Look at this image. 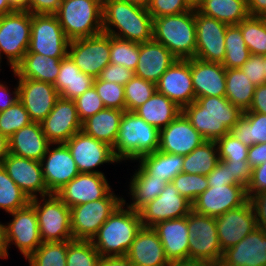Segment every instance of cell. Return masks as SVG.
Returning a JSON list of instances; mask_svg holds the SVG:
<instances>
[{
    "instance_id": "277c9868",
    "label": "cell",
    "mask_w": 266,
    "mask_h": 266,
    "mask_svg": "<svg viewBox=\"0 0 266 266\" xmlns=\"http://www.w3.org/2000/svg\"><path fill=\"white\" fill-rule=\"evenodd\" d=\"M160 130L139 117L135 112L124 111L113 152L123 160L138 161L158 150Z\"/></svg>"
},
{
    "instance_id": "ac0fdd59",
    "label": "cell",
    "mask_w": 266,
    "mask_h": 266,
    "mask_svg": "<svg viewBox=\"0 0 266 266\" xmlns=\"http://www.w3.org/2000/svg\"><path fill=\"white\" fill-rule=\"evenodd\" d=\"M220 247L224 252L239 243L257 228L253 206L248 200L240 207L215 217Z\"/></svg>"
},
{
    "instance_id": "4dcf8cb0",
    "label": "cell",
    "mask_w": 266,
    "mask_h": 266,
    "mask_svg": "<svg viewBox=\"0 0 266 266\" xmlns=\"http://www.w3.org/2000/svg\"><path fill=\"white\" fill-rule=\"evenodd\" d=\"M9 141V153L35 161H41L51 143L43 133L40 122H31L16 131Z\"/></svg>"
},
{
    "instance_id": "f5cc1de1",
    "label": "cell",
    "mask_w": 266,
    "mask_h": 266,
    "mask_svg": "<svg viewBox=\"0 0 266 266\" xmlns=\"http://www.w3.org/2000/svg\"><path fill=\"white\" fill-rule=\"evenodd\" d=\"M219 160L247 161L249 147L238 140L231 132L217 141Z\"/></svg>"
},
{
    "instance_id": "d4e9b609",
    "label": "cell",
    "mask_w": 266,
    "mask_h": 266,
    "mask_svg": "<svg viewBox=\"0 0 266 266\" xmlns=\"http://www.w3.org/2000/svg\"><path fill=\"white\" fill-rule=\"evenodd\" d=\"M206 140L181 112L160 130L158 150L164 153L187 155Z\"/></svg>"
},
{
    "instance_id": "f35d334b",
    "label": "cell",
    "mask_w": 266,
    "mask_h": 266,
    "mask_svg": "<svg viewBox=\"0 0 266 266\" xmlns=\"http://www.w3.org/2000/svg\"><path fill=\"white\" fill-rule=\"evenodd\" d=\"M256 85L240 69H226L225 97L242 112L250 108Z\"/></svg>"
},
{
    "instance_id": "e0dca14e",
    "label": "cell",
    "mask_w": 266,
    "mask_h": 266,
    "mask_svg": "<svg viewBox=\"0 0 266 266\" xmlns=\"http://www.w3.org/2000/svg\"><path fill=\"white\" fill-rule=\"evenodd\" d=\"M248 200L246 187L242 185H209L192 203V210L202 215L218 217Z\"/></svg>"
},
{
    "instance_id": "83f0119b",
    "label": "cell",
    "mask_w": 266,
    "mask_h": 266,
    "mask_svg": "<svg viewBox=\"0 0 266 266\" xmlns=\"http://www.w3.org/2000/svg\"><path fill=\"white\" fill-rule=\"evenodd\" d=\"M176 60L163 44L154 39L139 43L138 65L134 76L156 84Z\"/></svg>"
},
{
    "instance_id": "ffe728a7",
    "label": "cell",
    "mask_w": 266,
    "mask_h": 266,
    "mask_svg": "<svg viewBox=\"0 0 266 266\" xmlns=\"http://www.w3.org/2000/svg\"><path fill=\"white\" fill-rule=\"evenodd\" d=\"M157 92L183 109L195 101L191 77V58L177 59L156 83Z\"/></svg>"
},
{
    "instance_id": "09005b40",
    "label": "cell",
    "mask_w": 266,
    "mask_h": 266,
    "mask_svg": "<svg viewBox=\"0 0 266 266\" xmlns=\"http://www.w3.org/2000/svg\"><path fill=\"white\" fill-rule=\"evenodd\" d=\"M261 18L263 19L264 26H265V29H266V15H264V16H261Z\"/></svg>"
},
{
    "instance_id": "4fadbf2b",
    "label": "cell",
    "mask_w": 266,
    "mask_h": 266,
    "mask_svg": "<svg viewBox=\"0 0 266 266\" xmlns=\"http://www.w3.org/2000/svg\"><path fill=\"white\" fill-rule=\"evenodd\" d=\"M13 219L4 225L5 243L8 248L14 244L27 259L43 243L35 208L29 203L12 213Z\"/></svg>"
},
{
    "instance_id": "7c38bea8",
    "label": "cell",
    "mask_w": 266,
    "mask_h": 266,
    "mask_svg": "<svg viewBox=\"0 0 266 266\" xmlns=\"http://www.w3.org/2000/svg\"><path fill=\"white\" fill-rule=\"evenodd\" d=\"M68 55L80 71L97 78L110 63V35L102 32L69 41Z\"/></svg>"
},
{
    "instance_id": "484cf974",
    "label": "cell",
    "mask_w": 266,
    "mask_h": 266,
    "mask_svg": "<svg viewBox=\"0 0 266 266\" xmlns=\"http://www.w3.org/2000/svg\"><path fill=\"white\" fill-rule=\"evenodd\" d=\"M219 266H266V232L257 227L225 250Z\"/></svg>"
},
{
    "instance_id": "a7ac6f4b",
    "label": "cell",
    "mask_w": 266,
    "mask_h": 266,
    "mask_svg": "<svg viewBox=\"0 0 266 266\" xmlns=\"http://www.w3.org/2000/svg\"><path fill=\"white\" fill-rule=\"evenodd\" d=\"M98 266H133L127 256L101 257Z\"/></svg>"
},
{
    "instance_id": "9f6ffc18",
    "label": "cell",
    "mask_w": 266,
    "mask_h": 266,
    "mask_svg": "<svg viewBox=\"0 0 266 266\" xmlns=\"http://www.w3.org/2000/svg\"><path fill=\"white\" fill-rule=\"evenodd\" d=\"M248 79L256 86L266 83L264 55L251 54L249 59L240 68Z\"/></svg>"
},
{
    "instance_id": "b9f144b4",
    "label": "cell",
    "mask_w": 266,
    "mask_h": 266,
    "mask_svg": "<svg viewBox=\"0 0 266 266\" xmlns=\"http://www.w3.org/2000/svg\"><path fill=\"white\" fill-rule=\"evenodd\" d=\"M225 50L226 54L222 62L225 69L241 68L251 55L237 24L227 26Z\"/></svg>"
},
{
    "instance_id": "e7e4bbea",
    "label": "cell",
    "mask_w": 266,
    "mask_h": 266,
    "mask_svg": "<svg viewBox=\"0 0 266 266\" xmlns=\"http://www.w3.org/2000/svg\"><path fill=\"white\" fill-rule=\"evenodd\" d=\"M247 161L251 169L266 162V143H258L249 147Z\"/></svg>"
},
{
    "instance_id": "d590c367",
    "label": "cell",
    "mask_w": 266,
    "mask_h": 266,
    "mask_svg": "<svg viewBox=\"0 0 266 266\" xmlns=\"http://www.w3.org/2000/svg\"><path fill=\"white\" fill-rule=\"evenodd\" d=\"M130 181L129 194L132 196V203L126 204V200L124 203L135 211H139L147 203L158 197L167 184L163 179L148 174L140 165L131 176Z\"/></svg>"
},
{
    "instance_id": "836d02e7",
    "label": "cell",
    "mask_w": 266,
    "mask_h": 266,
    "mask_svg": "<svg viewBox=\"0 0 266 266\" xmlns=\"http://www.w3.org/2000/svg\"><path fill=\"white\" fill-rule=\"evenodd\" d=\"M123 113L124 110L104 108L82 122V131L113 147Z\"/></svg>"
},
{
    "instance_id": "6125c7cd",
    "label": "cell",
    "mask_w": 266,
    "mask_h": 266,
    "mask_svg": "<svg viewBox=\"0 0 266 266\" xmlns=\"http://www.w3.org/2000/svg\"><path fill=\"white\" fill-rule=\"evenodd\" d=\"M63 0H28L27 11L31 14H55Z\"/></svg>"
},
{
    "instance_id": "03108f58",
    "label": "cell",
    "mask_w": 266,
    "mask_h": 266,
    "mask_svg": "<svg viewBox=\"0 0 266 266\" xmlns=\"http://www.w3.org/2000/svg\"><path fill=\"white\" fill-rule=\"evenodd\" d=\"M244 112L266 114V83L256 86L250 108Z\"/></svg>"
},
{
    "instance_id": "e575fe53",
    "label": "cell",
    "mask_w": 266,
    "mask_h": 266,
    "mask_svg": "<svg viewBox=\"0 0 266 266\" xmlns=\"http://www.w3.org/2000/svg\"><path fill=\"white\" fill-rule=\"evenodd\" d=\"M148 124L161 130L171 123L181 112L172 100L157 91L134 111Z\"/></svg>"
},
{
    "instance_id": "74e56055",
    "label": "cell",
    "mask_w": 266,
    "mask_h": 266,
    "mask_svg": "<svg viewBox=\"0 0 266 266\" xmlns=\"http://www.w3.org/2000/svg\"><path fill=\"white\" fill-rule=\"evenodd\" d=\"M198 11L227 25L239 24L250 16L246 0H205Z\"/></svg>"
},
{
    "instance_id": "003e7915",
    "label": "cell",
    "mask_w": 266,
    "mask_h": 266,
    "mask_svg": "<svg viewBox=\"0 0 266 266\" xmlns=\"http://www.w3.org/2000/svg\"><path fill=\"white\" fill-rule=\"evenodd\" d=\"M13 93L9 92L8 86L0 81V112L5 111L7 108L15 104L19 100V85H16ZM13 95V97L11 96Z\"/></svg>"
},
{
    "instance_id": "db71d44e",
    "label": "cell",
    "mask_w": 266,
    "mask_h": 266,
    "mask_svg": "<svg viewBox=\"0 0 266 266\" xmlns=\"http://www.w3.org/2000/svg\"><path fill=\"white\" fill-rule=\"evenodd\" d=\"M79 120L83 122L105 108L94 86L74 99Z\"/></svg>"
},
{
    "instance_id": "6da1fadb",
    "label": "cell",
    "mask_w": 266,
    "mask_h": 266,
    "mask_svg": "<svg viewBox=\"0 0 266 266\" xmlns=\"http://www.w3.org/2000/svg\"><path fill=\"white\" fill-rule=\"evenodd\" d=\"M182 113L206 141H217L229 133L243 114L226 97L216 96L196 98Z\"/></svg>"
},
{
    "instance_id": "b9fcfbb0",
    "label": "cell",
    "mask_w": 266,
    "mask_h": 266,
    "mask_svg": "<svg viewBox=\"0 0 266 266\" xmlns=\"http://www.w3.org/2000/svg\"><path fill=\"white\" fill-rule=\"evenodd\" d=\"M128 1H130L133 4L145 7V8H147L151 2V0H128Z\"/></svg>"
},
{
    "instance_id": "89a4df30",
    "label": "cell",
    "mask_w": 266,
    "mask_h": 266,
    "mask_svg": "<svg viewBox=\"0 0 266 266\" xmlns=\"http://www.w3.org/2000/svg\"><path fill=\"white\" fill-rule=\"evenodd\" d=\"M249 15L261 17L266 15V0H246Z\"/></svg>"
},
{
    "instance_id": "f1b7e54d",
    "label": "cell",
    "mask_w": 266,
    "mask_h": 266,
    "mask_svg": "<svg viewBox=\"0 0 266 266\" xmlns=\"http://www.w3.org/2000/svg\"><path fill=\"white\" fill-rule=\"evenodd\" d=\"M126 256L133 266H169L164 247L152 227H142Z\"/></svg>"
},
{
    "instance_id": "91938a15",
    "label": "cell",
    "mask_w": 266,
    "mask_h": 266,
    "mask_svg": "<svg viewBox=\"0 0 266 266\" xmlns=\"http://www.w3.org/2000/svg\"><path fill=\"white\" fill-rule=\"evenodd\" d=\"M229 166L234 185L247 187L251 178V168L248 161L223 160Z\"/></svg>"
},
{
    "instance_id": "34e18365",
    "label": "cell",
    "mask_w": 266,
    "mask_h": 266,
    "mask_svg": "<svg viewBox=\"0 0 266 266\" xmlns=\"http://www.w3.org/2000/svg\"><path fill=\"white\" fill-rule=\"evenodd\" d=\"M15 11L8 0H0V16Z\"/></svg>"
},
{
    "instance_id": "2644e50d",
    "label": "cell",
    "mask_w": 266,
    "mask_h": 266,
    "mask_svg": "<svg viewBox=\"0 0 266 266\" xmlns=\"http://www.w3.org/2000/svg\"><path fill=\"white\" fill-rule=\"evenodd\" d=\"M169 266H218V265L203 260L184 259V260L171 262Z\"/></svg>"
},
{
    "instance_id": "816d5d0a",
    "label": "cell",
    "mask_w": 266,
    "mask_h": 266,
    "mask_svg": "<svg viewBox=\"0 0 266 266\" xmlns=\"http://www.w3.org/2000/svg\"><path fill=\"white\" fill-rule=\"evenodd\" d=\"M93 86L105 108L126 111L124 85L95 78Z\"/></svg>"
},
{
    "instance_id": "7a4b0ae2",
    "label": "cell",
    "mask_w": 266,
    "mask_h": 266,
    "mask_svg": "<svg viewBox=\"0 0 266 266\" xmlns=\"http://www.w3.org/2000/svg\"><path fill=\"white\" fill-rule=\"evenodd\" d=\"M102 17L106 34L137 43L153 39V18L145 7L128 0H103Z\"/></svg>"
},
{
    "instance_id": "7bdbcfd3",
    "label": "cell",
    "mask_w": 266,
    "mask_h": 266,
    "mask_svg": "<svg viewBox=\"0 0 266 266\" xmlns=\"http://www.w3.org/2000/svg\"><path fill=\"white\" fill-rule=\"evenodd\" d=\"M29 203V197L9 177L3 166L0 165V209L10 214L26 207Z\"/></svg>"
},
{
    "instance_id": "ba28073f",
    "label": "cell",
    "mask_w": 266,
    "mask_h": 266,
    "mask_svg": "<svg viewBox=\"0 0 266 266\" xmlns=\"http://www.w3.org/2000/svg\"><path fill=\"white\" fill-rule=\"evenodd\" d=\"M32 14L27 10H15L0 16V63L2 54L12 68L22 60L29 49Z\"/></svg>"
},
{
    "instance_id": "94428289",
    "label": "cell",
    "mask_w": 266,
    "mask_h": 266,
    "mask_svg": "<svg viewBox=\"0 0 266 266\" xmlns=\"http://www.w3.org/2000/svg\"><path fill=\"white\" fill-rule=\"evenodd\" d=\"M206 177L208 185H234V177H231L229 166L223 160H219Z\"/></svg>"
},
{
    "instance_id": "9c48e42d",
    "label": "cell",
    "mask_w": 266,
    "mask_h": 266,
    "mask_svg": "<svg viewBox=\"0 0 266 266\" xmlns=\"http://www.w3.org/2000/svg\"><path fill=\"white\" fill-rule=\"evenodd\" d=\"M124 202L111 190L104 198L70 208L73 239L92 240L109 216Z\"/></svg>"
},
{
    "instance_id": "d6986e66",
    "label": "cell",
    "mask_w": 266,
    "mask_h": 266,
    "mask_svg": "<svg viewBox=\"0 0 266 266\" xmlns=\"http://www.w3.org/2000/svg\"><path fill=\"white\" fill-rule=\"evenodd\" d=\"M43 133L51 144H65L82 130L74 100L59 97L48 116L41 122Z\"/></svg>"
},
{
    "instance_id": "5bb4252c",
    "label": "cell",
    "mask_w": 266,
    "mask_h": 266,
    "mask_svg": "<svg viewBox=\"0 0 266 266\" xmlns=\"http://www.w3.org/2000/svg\"><path fill=\"white\" fill-rule=\"evenodd\" d=\"M65 145L80 173L104 174L94 169L105 163H120L110 145L86 135L82 130L74 134Z\"/></svg>"
},
{
    "instance_id": "bcb514c9",
    "label": "cell",
    "mask_w": 266,
    "mask_h": 266,
    "mask_svg": "<svg viewBox=\"0 0 266 266\" xmlns=\"http://www.w3.org/2000/svg\"><path fill=\"white\" fill-rule=\"evenodd\" d=\"M100 260L91 240L67 241L66 266H98Z\"/></svg>"
},
{
    "instance_id": "8c879c8a",
    "label": "cell",
    "mask_w": 266,
    "mask_h": 266,
    "mask_svg": "<svg viewBox=\"0 0 266 266\" xmlns=\"http://www.w3.org/2000/svg\"><path fill=\"white\" fill-rule=\"evenodd\" d=\"M9 155V141L8 138L0 134V165L3 160Z\"/></svg>"
},
{
    "instance_id": "2e32d148",
    "label": "cell",
    "mask_w": 266,
    "mask_h": 266,
    "mask_svg": "<svg viewBox=\"0 0 266 266\" xmlns=\"http://www.w3.org/2000/svg\"><path fill=\"white\" fill-rule=\"evenodd\" d=\"M195 58L207 62L222 63L226 54L225 34L227 24L195 11Z\"/></svg>"
},
{
    "instance_id": "f907efd6",
    "label": "cell",
    "mask_w": 266,
    "mask_h": 266,
    "mask_svg": "<svg viewBox=\"0 0 266 266\" xmlns=\"http://www.w3.org/2000/svg\"><path fill=\"white\" fill-rule=\"evenodd\" d=\"M172 183L179 194L191 203L209 187L206 175L199 174L179 173Z\"/></svg>"
},
{
    "instance_id": "d6a6232c",
    "label": "cell",
    "mask_w": 266,
    "mask_h": 266,
    "mask_svg": "<svg viewBox=\"0 0 266 266\" xmlns=\"http://www.w3.org/2000/svg\"><path fill=\"white\" fill-rule=\"evenodd\" d=\"M94 80L93 76L80 71L67 54L61 59V67L54 87L60 97L74 100L91 88Z\"/></svg>"
},
{
    "instance_id": "60d3db41",
    "label": "cell",
    "mask_w": 266,
    "mask_h": 266,
    "mask_svg": "<svg viewBox=\"0 0 266 266\" xmlns=\"http://www.w3.org/2000/svg\"><path fill=\"white\" fill-rule=\"evenodd\" d=\"M219 154L216 141H205L184 155L182 173L208 175L217 165Z\"/></svg>"
},
{
    "instance_id": "3957f363",
    "label": "cell",
    "mask_w": 266,
    "mask_h": 266,
    "mask_svg": "<svg viewBox=\"0 0 266 266\" xmlns=\"http://www.w3.org/2000/svg\"><path fill=\"white\" fill-rule=\"evenodd\" d=\"M123 202L100 227L91 242L101 257L126 256L143 227L139 211ZM125 208V209H124Z\"/></svg>"
},
{
    "instance_id": "2a66077c",
    "label": "cell",
    "mask_w": 266,
    "mask_h": 266,
    "mask_svg": "<svg viewBox=\"0 0 266 266\" xmlns=\"http://www.w3.org/2000/svg\"><path fill=\"white\" fill-rule=\"evenodd\" d=\"M205 0H185L187 7L190 10H199V8L204 4Z\"/></svg>"
},
{
    "instance_id": "7402d4cb",
    "label": "cell",
    "mask_w": 266,
    "mask_h": 266,
    "mask_svg": "<svg viewBox=\"0 0 266 266\" xmlns=\"http://www.w3.org/2000/svg\"><path fill=\"white\" fill-rule=\"evenodd\" d=\"M51 144L42 158V172L45 185L51 194H55L80 172L65 144ZM52 148V149H51Z\"/></svg>"
},
{
    "instance_id": "681fc988",
    "label": "cell",
    "mask_w": 266,
    "mask_h": 266,
    "mask_svg": "<svg viewBox=\"0 0 266 266\" xmlns=\"http://www.w3.org/2000/svg\"><path fill=\"white\" fill-rule=\"evenodd\" d=\"M33 122L23 104H15L0 112V134L10 138L16 131Z\"/></svg>"
},
{
    "instance_id": "f546056e",
    "label": "cell",
    "mask_w": 266,
    "mask_h": 266,
    "mask_svg": "<svg viewBox=\"0 0 266 266\" xmlns=\"http://www.w3.org/2000/svg\"><path fill=\"white\" fill-rule=\"evenodd\" d=\"M152 228L157 232L170 263L189 259L187 216L161 221Z\"/></svg>"
},
{
    "instance_id": "ee69618b",
    "label": "cell",
    "mask_w": 266,
    "mask_h": 266,
    "mask_svg": "<svg viewBox=\"0 0 266 266\" xmlns=\"http://www.w3.org/2000/svg\"><path fill=\"white\" fill-rule=\"evenodd\" d=\"M67 241L43 242L26 260L29 266H66Z\"/></svg>"
},
{
    "instance_id": "753ad0ef",
    "label": "cell",
    "mask_w": 266,
    "mask_h": 266,
    "mask_svg": "<svg viewBox=\"0 0 266 266\" xmlns=\"http://www.w3.org/2000/svg\"><path fill=\"white\" fill-rule=\"evenodd\" d=\"M9 253L7 251L6 243H5V232H4V223L0 222V258L6 259Z\"/></svg>"
},
{
    "instance_id": "44dd1931",
    "label": "cell",
    "mask_w": 266,
    "mask_h": 266,
    "mask_svg": "<svg viewBox=\"0 0 266 266\" xmlns=\"http://www.w3.org/2000/svg\"><path fill=\"white\" fill-rule=\"evenodd\" d=\"M104 174L79 173L55 195L69 208L104 198L110 191Z\"/></svg>"
},
{
    "instance_id": "cb8c5ba5",
    "label": "cell",
    "mask_w": 266,
    "mask_h": 266,
    "mask_svg": "<svg viewBox=\"0 0 266 266\" xmlns=\"http://www.w3.org/2000/svg\"><path fill=\"white\" fill-rule=\"evenodd\" d=\"M2 166L30 200L38 197V195L40 197L51 195L44 182L40 161L18 157L9 153L3 160Z\"/></svg>"
},
{
    "instance_id": "11e5206c",
    "label": "cell",
    "mask_w": 266,
    "mask_h": 266,
    "mask_svg": "<svg viewBox=\"0 0 266 266\" xmlns=\"http://www.w3.org/2000/svg\"><path fill=\"white\" fill-rule=\"evenodd\" d=\"M15 10H27L28 0H8Z\"/></svg>"
},
{
    "instance_id": "1f68e13d",
    "label": "cell",
    "mask_w": 266,
    "mask_h": 266,
    "mask_svg": "<svg viewBox=\"0 0 266 266\" xmlns=\"http://www.w3.org/2000/svg\"><path fill=\"white\" fill-rule=\"evenodd\" d=\"M61 59L26 52L22 60L12 70L13 75L54 85L61 67Z\"/></svg>"
},
{
    "instance_id": "9a60e30c",
    "label": "cell",
    "mask_w": 266,
    "mask_h": 266,
    "mask_svg": "<svg viewBox=\"0 0 266 266\" xmlns=\"http://www.w3.org/2000/svg\"><path fill=\"white\" fill-rule=\"evenodd\" d=\"M191 210L192 203L169 182L158 197L139 210V214L143 227H153L161 221L185 217Z\"/></svg>"
},
{
    "instance_id": "603a6c76",
    "label": "cell",
    "mask_w": 266,
    "mask_h": 266,
    "mask_svg": "<svg viewBox=\"0 0 266 266\" xmlns=\"http://www.w3.org/2000/svg\"><path fill=\"white\" fill-rule=\"evenodd\" d=\"M19 101L33 122H42L60 97L53 84L29 78H18Z\"/></svg>"
},
{
    "instance_id": "680465c9",
    "label": "cell",
    "mask_w": 266,
    "mask_h": 266,
    "mask_svg": "<svg viewBox=\"0 0 266 266\" xmlns=\"http://www.w3.org/2000/svg\"><path fill=\"white\" fill-rule=\"evenodd\" d=\"M248 198L266 191V162L251 169V178L246 187Z\"/></svg>"
},
{
    "instance_id": "30bf717a",
    "label": "cell",
    "mask_w": 266,
    "mask_h": 266,
    "mask_svg": "<svg viewBox=\"0 0 266 266\" xmlns=\"http://www.w3.org/2000/svg\"><path fill=\"white\" fill-rule=\"evenodd\" d=\"M189 259L203 260L219 266L224 252L220 247L215 217L193 210L187 215Z\"/></svg>"
},
{
    "instance_id": "979ff035",
    "label": "cell",
    "mask_w": 266,
    "mask_h": 266,
    "mask_svg": "<svg viewBox=\"0 0 266 266\" xmlns=\"http://www.w3.org/2000/svg\"><path fill=\"white\" fill-rule=\"evenodd\" d=\"M264 68H265V73H266V55H264Z\"/></svg>"
},
{
    "instance_id": "8fae6325",
    "label": "cell",
    "mask_w": 266,
    "mask_h": 266,
    "mask_svg": "<svg viewBox=\"0 0 266 266\" xmlns=\"http://www.w3.org/2000/svg\"><path fill=\"white\" fill-rule=\"evenodd\" d=\"M69 40L55 14H32L30 45L27 52L53 58L68 54Z\"/></svg>"
},
{
    "instance_id": "5b68a950",
    "label": "cell",
    "mask_w": 266,
    "mask_h": 266,
    "mask_svg": "<svg viewBox=\"0 0 266 266\" xmlns=\"http://www.w3.org/2000/svg\"><path fill=\"white\" fill-rule=\"evenodd\" d=\"M153 39L163 44L177 59L195 58V10L154 18Z\"/></svg>"
},
{
    "instance_id": "52a82bcc",
    "label": "cell",
    "mask_w": 266,
    "mask_h": 266,
    "mask_svg": "<svg viewBox=\"0 0 266 266\" xmlns=\"http://www.w3.org/2000/svg\"><path fill=\"white\" fill-rule=\"evenodd\" d=\"M30 200L35 208L42 242H63L73 240L70 208L55 194ZM43 202V203H42Z\"/></svg>"
},
{
    "instance_id": "7dc6e473",
    "label": "cell",
    "mask_w": 266,
    "mask_h": 266,
    "mask_svg": "<svg viewBox=\"0 0 266 266\" xmlns=\"http://www.w3.org/2000/svg\"><path fill=\"white\" fill-rule=\"evenodd\" d=\"M138 58L139 43L110 35V63L135 71Z\"/></svg>"
},
{
    "instance_id": "4316f807",
    "label": "cell",
    "mask_w": 266,
    "mask_h": 266,
    "mask_svg": "<svg viewBox=\"0 0 266 266\" xmlns=\"http://www.w3.org/2000/svg\"><path fill=\"white\" fill-rule=\"evenodd\" d=\"M192 85L196 98L225 97L226 69L222 63L191 58Z\"/></svg>"
},
{
    "instance_id": "c3c4849f",
    "label": "cell",
    "mask_w": 266,
    "mask_h": 266,
    "mask_svg": "<svg viewBox=\"0 0 266 266\" xmlns=\"http://www.w3.org/2000/svg\"><path fill=\"white\" fill-rule=\"evenodd\" d=\"M156 84L133 76L124 85V97L126 111L134 112L138 107L144 104L155 92Z\"/></svg>"
},
{
    "instance_id": "be15d7a7",
    "label": "cell",
    "mask_w": 266,
    "mask_h": 266,
    "mask_svg": "<svg viewBox=\"0 0 266 266\" xmlns=\"http://www.w3.org/2000/svg\"><path fill=\"white\" fill-rule=\"evenodd\" d=\"M249 200L255 212L257 227L266 232V191L252 196Z\"/></svg>"
},
{
    "instance_id": "f6af8a7d",
    "label": "cell",
    "mask_w": 266,
    "mask_h": 266,
    "mask_svg": "<svg viewBox=\"0 0 266 266\" xmlns=\"http://www.w3.org/2000/svg\"><path fill=\"white\" fill-rule=\"evenodd\" d=\"M243 40L253 55H266V29L261 17L249 16L237 24Z\"/></svg>"
},
{
    "instance_id": "8d00e7d4",
    "label": "cell",
    "mask_w": 266,
    "mask_h": 266,
    "mask_svg": "<svg viewBox=\"0 0 266 266\" xmlns=\"http://www.w3.org/2000/svg\"><path fill=\"white\" fill-rule=\"evenodd\" d=\"M138 161L148 174L169 183L179 173H182L184 155L164 153L157 150L144 155Z\"/></svg>"
},
{
    "instance_id": "11a10c76",
    "label": "cell",
    "mask_w": 266,
    "mask_h": 266,
    "mask_svg": "<svg viewBox=\"0 0 266 266\" xmlns=\"http://www.w3.org/2000/svg\"><path fill=\"white\" fill-rule=\"evenodd\" d=\"M147 10L153 19L190 11L185 0H151Z\"/></svg>"
},
{
    "instance_id": "ab89813d",
    "label": "cell",
    "mask_w": 266,
    "mask_h": 266,
    "mask_svg": "<svg viewBox=\"0 0 266 266\" xmlns=\"http://www.w3.org/2000/svg\"><path fill=\"white\" fill-rule=\"evenodd\" d=\"M230 132L248 147L266 143V114L243 112Z\"/></svg>"
},
{
    "instance_id": "6f0895ef",
    "label": "cell",
    "mask_w": 266,
    "mask_h": 266,
    "mask_svg": "<svg viewBox=\"0 0 266 266\" xmlns=\"http://www.w3.org/2000/svg\"><path fill=\"white\" fill-rule=\"evenodd\" d=\"M134 76V71L122 65L109 63L98 76L99 79L108 82L125 85Z\"/></svg>"
},
{
    "instance_id": "8992f818",
    "label": "cell",
    "mask_w": 266,
    "mask_h": 266,
    "mask_svg": "<svg viewBox=\"0 0 266 266\" xmlns=\"http://www.w3.org/2000/svg\"><path fill=\"white\" fill-rule=\"evenodd\" d=\"M103 0H63L55 13L69 41L103 32Z\"/></svg>"
}]
</instances>
